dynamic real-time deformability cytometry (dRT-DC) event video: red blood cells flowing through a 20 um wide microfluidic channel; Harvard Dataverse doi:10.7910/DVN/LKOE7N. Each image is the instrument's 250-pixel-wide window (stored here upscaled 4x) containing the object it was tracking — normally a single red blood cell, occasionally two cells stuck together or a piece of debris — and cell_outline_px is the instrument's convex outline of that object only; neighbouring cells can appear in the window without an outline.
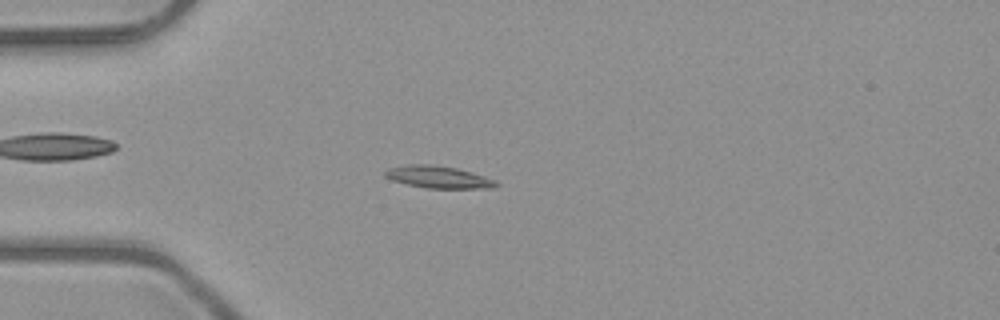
{"species": "common noctule bat (a hibernating species)", "species_latin": "Nyctalus noctula", "temperature_condition": "room temperature", "stored_images_in_passage": 51, "camera_frame_rate_fps": 3000, "um_per_image_px": 0.085, "animal": {"sex": "male", "body_mass_g": 23.1, "forearm_length_mm": 52.7}, "frame": {"image": 1, "passage_image": 14, "time_ms": 4.333, "image_size_px": [1000, 320], "cell_outline_px": [[500, 184], [492, 188], [428, 188], [408, 184], [392, 180], [384, 176], [384, 172], [388, 168], [408, 164], [428, 164], [456, 168], [484, 176], [496, 180]], "centroid_in_image_um": [37.25, 15.05], "position_along_channel_um": 47.7, "area_um2": 14.22}}
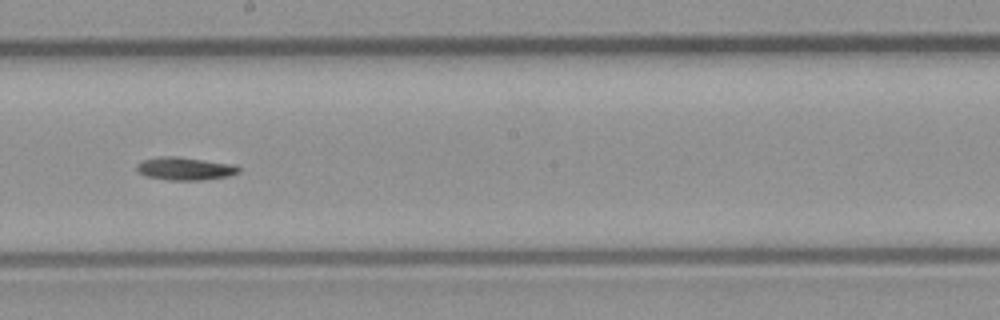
{"frame": {"image": 2, "passage_image": 29, "time_ms": 9.333, "image_size_px": [1000, 320], "cell_outline_px": [[240, 172], [228, 176], [200, 180], [168, 180], [148, 176], [140, 172], [136, 168], [136, 164], [144, 160], [160, 156], [176, 156], [236, 164], [240, 168]], "centroid_in_image_um": [15.76, 14.32], "position_along_channel_um": 232.4, "area_um2": 13.58}}
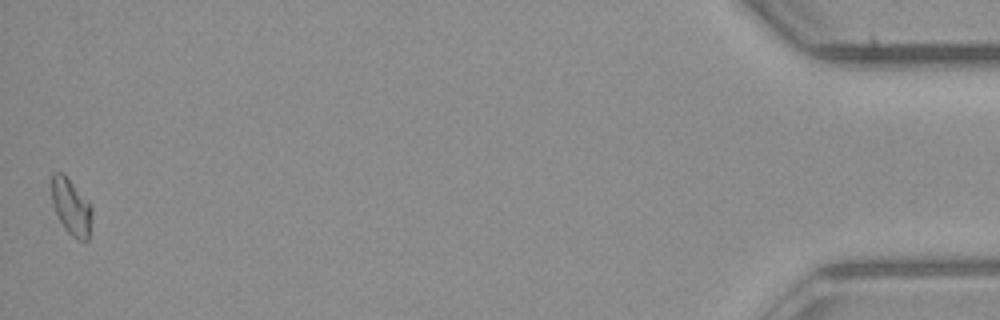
{"frame": {"image": 3, "passage_image": 51, "time_ms": 16.667, "image_size_px": [1000, 320], "cell_outline_px": [[92, 216], [88, 240], [80, 240], [72, 236], [64, 228], [52, 204], [52, 172], [64, 172], [88, 200], [92, 208]], "centroid_in_image_um": [6.06, 17.55], "position_along_channel_um": 429.1, "area_um2": 13.29}, "authors_computed_cell_mechanics": {"area_um2": 13.1206, "velocity_mm_per_s": 4.0156, "shape_relaxation_time_tau1_ms": 8.7281, "shape_relaxation_time_tau2_ms": null, "deformation_change_tau1": 0.19, "deformation_change_tau2": null}}